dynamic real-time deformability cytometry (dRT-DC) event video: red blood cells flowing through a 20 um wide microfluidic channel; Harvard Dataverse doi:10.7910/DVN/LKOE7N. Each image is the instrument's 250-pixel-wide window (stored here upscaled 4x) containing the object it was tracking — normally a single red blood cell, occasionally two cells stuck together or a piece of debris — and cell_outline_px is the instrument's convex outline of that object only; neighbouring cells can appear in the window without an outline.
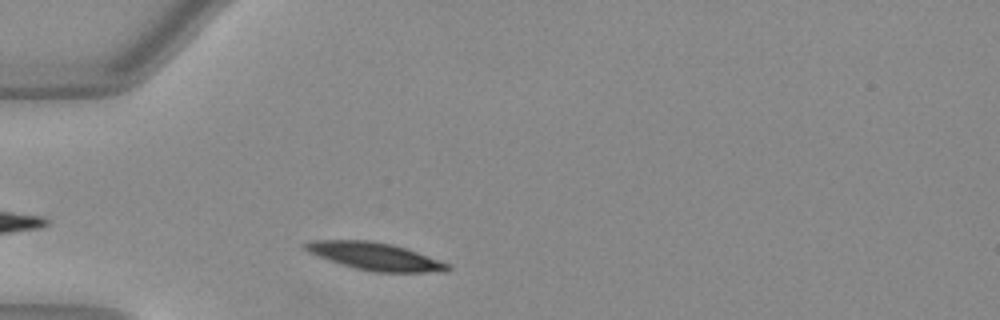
{"species": "Egyptian fruit bat (a non-hibernating species)", "species_latin": "Rousettus aegyptiacus", "temperature_condition": "warm", "stored_images_in_passage": 30, "camera_frame_rate_fps": 3000, "um_per_image_px": 0.085, "animal": {"sex": "female"}, "frame": {"image": 1, "passage_image": 4, "time_ms": 1.0, "image_size_px": [1000, 320], "cell_outline_px": [[452, 268], [444, 272], [372, 272], [356, 268], [320, 256], [304, 248], [304, 244], [316, 240], [368, 240], [392, 244], [416, 252], [448, 264]], "centroid_in_image_um": [31.93, 21.79], "position_along_channel_um": 53.1, "area_um2": 22.14}}
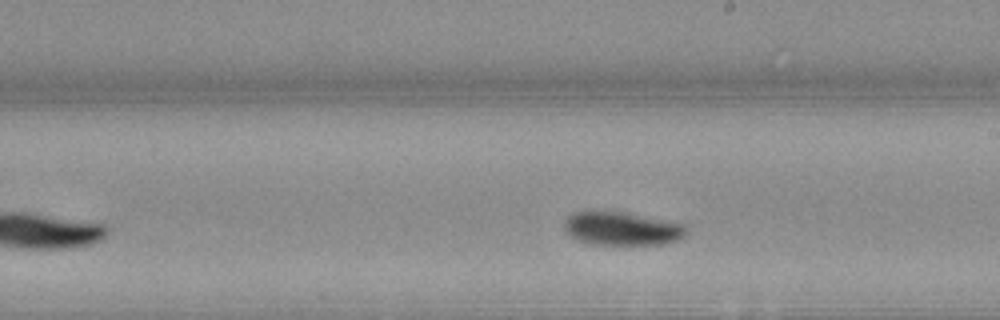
{"frame": {"image": 2, "passage_image": 19, "time_ms": 6.0, "image_size_px": [1000, 320], "cell_outline_px": [[688, 232], [684, 236], [676, 240], [664, 244], [584, 244], [568, 236], [564, 232], [564, 220], [568, 216], [576, 212], [624, 212], [684, 224], [688, 228]], "centroid_in_image_um": [52.82, 19.45], "position_along_channel_um": 236.2, "area_um2": 23.81}}
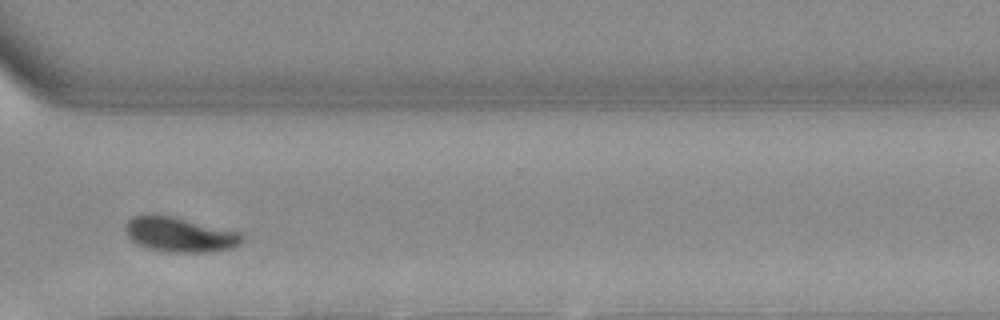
{"frame": {"image": 3, "passage_image": 28, "time_ms": 9.0, "image_size_px": [1000, 320], "cell_outline_px": [[240, 240], [232, 248], [212, 252], [168, 252], [148, 248], [136, 244], [128, 236], [124, 228], [128, 220], [132, 216], [148, 212], [168, 216], [240, 232]], "centroid_in_image_um": [15.17, 19.93], "position_along_channel_um": 355.4, "area_um2": 23.41}, "authors_computed_cell_mechanics": {"area_um2": 23.3512, "velocity_mm_per_s": 3.9682, "shape_relaxation_time_tau1_ms": 2.8829, "shape_relaxation_time_tau2_ms": 2.8719, "deformation_change_tau1": 0.1757, "deformation_change_tau2": 0.0517}}